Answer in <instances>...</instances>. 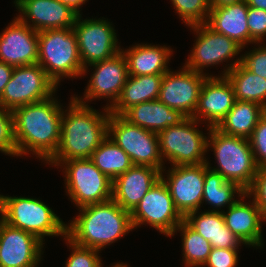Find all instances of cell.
I'll use <instances>...</instances> for the list:
<instances>
[{
	"label": "cell",
	"instance_id": "obj_1",
	"mask_svg": "<svg viewBox=\"0 0 266 267\" xmlns=\"http://www.w3.org/2000/svg\"><path fill=\"white\" fill-rule=\"evenodd\" d=\"M50 98L13 110L17 157L32 154L48 161L60 143L62 105Z\"/></svg>",
	"mask_w": 266,
	"mask_h": 267
},
{
	"label": "cell",
	"instance_id": "obj_2",
	"mask_svg": "<svg viewBox=\"0 0 266 267\" xmlns=\"http://www.w3.org/2000/svg\"><path fill=\"white\" fill-rule=\"evenodd\" d=\"M103 108L105 112L101 114L71 97L67 110L63 109L58 149L48 161L91 158L108 136L110 111Z\"/></svg>",
	"mask_w": 266,
	"mask_h": 267
},
{
	"label": "cell",
	"instance_id": "obj_3",
	"mask_svg": "<svg viewBox=\"0 0 266 267\" xmlns=\"http://www.w3.org/2000/svg\"><path fill=\"white\" fill-rule=\"evenodd\" d=\"M79 210V215L66 224V237L79 246L101 251L134 229L130 212L113 199Z\"/></svg>",
	"mask_w": 266,
	"mask_h": 267
},
{
	"label": "cell",
	"instance_id": "obj_4",
	"mask_svg": "<svg viewBox=\"0 0 266 267\" xmlns=\"http://www.w3.org/2000/svg\"><path fill=\"white\" fill-rule=\"evenodd\" d=\"M207 128V151L208 148L214 150L218 163L212 170L219 172L227 181L236 183L246 192L258 171L249 140L226 135L215 127Z\"/></svg>",
	"mask_w": 266,
	"mask_h": 267
},
{
	"label": "cell",
	"instance_id": "obj_5",
	"mask_svg": "<svg viewBox=\"0 0 266 267\" xmlns=\"http://www.w3.org/2000/svg\"><path fill=\"white\" fill-rule=\"evenodd\" d=\"M37 63L57 86L64 77L82 78L84 68L73 28L38 32Z\"/></svg>",
	"mask_w": 266,
	"mask_h": 267
},
{
	"label": "cell",
	"instance_id": "obj_6",
	"mask_svg": "<svg viewBox=\"0 0 266 267\" xmlns=\"http://www.w3.org/2000/svg\"><path fill=\"white\" fill-rule=\"evenodd\" d=\"M0 218L42 242L45 236H66V224L40 199L0 195Z\"/></svg>",
	"mask_w": 266,
	"mask_h": 267
},
{
	"label": "cell",
	"instance_id": "obj_7",
	"mask_svg": "<svg viewBox=\"0 0 266 267\" xmlns=\"http://www.w3.org/2000/svg\"><path fill=\"white\" fill-rule=\"evenodd\" d=\"M47 163L64 167L66 193L78 208L112 199V181L90 158Z\"/></svg>",
	"mask_w": 266,
	"mask_h": 267
},
{
	"label": "cell",
	"instance_id": "obj_8",
	"mask_svg": "<svg viewBox=\"0 0 266 267\" xmlns=\"http://www.w3.org/2000/svg\"><path fill=\"white\" fill-rule=\"evenodd\" d=\"M199 121L186 117L176 126H169L158 134L160 154L173 166L206 163L207 136L196 129Z\"/></svg>",
	"mask_w": 266,
	"mask_h": 267
},
{
	"label": "cell",
	"instance_id": "obj_9",
	"mask_svg": "<svg viewBox=\"0 0 266 267\" xmlns=\"http://www.w3.org/2000/svg\"><path fill=\"white\" fill-rule=\"evenodd\" d=\"M108 136L129 156L133 165L154 167L161 172L164 162L157 133L130 123L122 115L110 113Z\"/></svg>",
	"mask_w": 266,
	"mask_h": 267
},
{
	"label": "cell",
	"instance_id": "obj_10",
	"mask_svg": "<svg viewBox=\"0 0 266 267\" xmlns=\"http://www.w3.org/2000/svg\"><path fill=\"white\" fill-rule=\"evenodd\" d=\"M57 88L38 63L16 66L0 97V106L13 111L55 96Z\"/></svg>",
	"mask_w": 266,
	"mask_h": 267
},
{
	"label": "cell",
	"instance_id": "obj_11",
	"mask_svg": "<svg viewBox=\"0 0 266 267\" xmlns=\"http://www.w3.org/2000/svg\"><path fill=\"white\" fill-rule=\"evenodd\" d=\"M81 18V14L77 16L72 28L77 37L84 76L88 66L114 57L121 48L117 45L118 39L114 27L108 20Z\"/></svg>",
	"mask_w": 266,
	"mask_h": 267
},
{
	"label": "cell",
	"instance_id": "obj_12",
	"mask_svg": "<svg viewBox=\"0 0 266 267\" xmlns=\"http://www.w3.org/2000/svg\"><path fill=\"white\" fill-rule=\"evenodd\" d=\"M133 228L149 224L160 233L171 236L183 221L176 210L167 185L160 178L130 212Z\"/></svg>",
	"mask_w": 266,
	"mask_h": 267
},
{
	"label": "cell",
	"instance_id": "obj_13",
	"mask_svg": "<svg viewBox=\"0 0 266 267\" xmlns=\"http://www.w3.org/2000/svg\"><path fill=\"white\" fill-rule=\"evenodd\" d=\"M189 27L197 35L194 47L184 65L190 70L208 75L203 73L205 67L235 58L243 49L234 40L215 32L206 23Z\"/></svg>",
	"mask_w": 266,
	"mask_h": 267
},
{
	"label": "cell",
	"instance_id": "obj_14",
	"mask_svg": "<svg viewBox=\"0 0 266 267\" xmlns=\"http://www.w3.org/2000/svg\"><path fill=\"white\" fill-rule=\"evenodd\" d=\"M167 174L165 179L161 172V179L167 185L180 215L184 218L187 214L200 210L205 182V163L172 166Z\"/></svg>",
	"mask_w": 266,
	"mask_h": 267
},
{
	"label": "cell",
	"instance_id": "obj_15",
	"mask_svg": "<svg viewBox=\"0 0 266 267\" xmlns=\"http://www.w3.org/2000/svg\"><path fill=\"white\" fill-rule=\"evenodd\" d=\"M208 76L185 66L179 72L170 69L163 75L158 100L185 117H193L202 85Z\"/></svg>",
	"mask_w": 266,
	"mask_h": 267
},
{
	"label": "cell",
	"instance_id": "obj_16",
	"mask_svg": "<svg viewBox=\"0 0 266 267\" xmlns=\"http://www.w3.org/2000/svg\"><path fill=\"white\" fill-rule=\"evenodd\" d=\"M90 67H93L95 70L84 91V98H78V96H73V98L84 105H86L88 101H93V99L109 98L111 100H109L110 104L108 103L105 106L109 109L118 100L129 76L126 58L120 51L114 57L91 64Z\"/></svg>",
	"mask_w": 266,
	"mask_h": 267
},
{
	"label": "cell",
	"instance_id": "obj_17",
	"mask_svg": "<svg viewBox=\"0 0 266 267\" xmlns=\"http://www.w3.org/2000/svg\"><path fill=\"white\" fill-rule=\"evenodd\" d=\"M43 242L0 218V267H37Z\"/></svg>",
	"mask_w": 266,
	"mask_h": 267
},
{
	"label": "cell",
	"instance_id": "obj_18",
	"mask_svg": "<svg viewBox=\"0 0 266 267\" xmlns=\"http://www.w3.org/2000/svg\"><path fill=\"white\" fill-rule=\"evenodd\" d=\"M14 4L21 13L17 17L38 32L72 28L78 16L59 0H15Z\"/></svg>",
	"mask_w": 266,
	"mask_h": 267
},
{
	"label": "cell",
	"instance_id": "obj_19",
	"mask_svg": "<svg viewBox=\"0 0 266 267\" xmlns=\"http://www.w3.org/2000/svg\"><path fill=\"white\" fill-rule=\"evenodd\" d=\"M0 61L16 66L38 61V31L15 17L0 33Z\"/></svg>",
	"mask_w": 266,
	"mask_h": 267
},
{
	"label": "cell",
	"instance_id": "obj_20",
	"mask_svg": "<svg viewBox=\"0 0 266 267\" xmlns=\"http://www.w3.org/2000/svg\"><path fill=\"white\" fill-rule=\"evenodd\" d=\"M236 102L234 89L226 76H208L201 88L198 106L192 118L216 127Z\"/></svg>",
	"mask_w": 266,
	"mask_h": 267
},
{
	"label": "cell",
	"instance_id": "obj_21",
	"mask_svg": "<svg viewBox=\"0 0 266 267\" xmlns=\"http://www.w3.org/2000/svg\"><path fill=\"white\" fill-rule=\"evenodd\" d=\"M161 178V171L145 165H133L112 181V199L131 212Z\"/></svg>",
	"mask_w": 266,
	"mask_h": 267
},
{
	"label": "cell",
	"instance_id": "obj_22",
	"mask_svg": "<svg viewBox=\"0 0 266 267\" xmlns=\"http://www.w3.org/2000/svg\"><path fill=\"white\" fill-rule=\"evenodd\" d=\"M245 198H251L246 192L241 195L227 212L222 211L225 225L249 247H262V222H266V216L252 199L250 204L244 202Z\"/></svg>",
	"mask_w": 266,
	"mask_h": 267
},
{
	"label": "cell",
	"instance_id": "obj_23",
	"mask_svg": "<svg viewBox=\"0 0 266 267\" xmlns=\"http://www.w3.org/2000/svg\"><path fill=\"white\" fill-rule=\"evenodd\" d=\"M247 12L246 0L223 7H211L206 24L244 48L246 44H250Z\"/></svg>",
	"mask_w": 266,
	"mask_h": 267
},
{
	"label": "cell",
	"instance_id": "obj_24",
	"mask_svg": "<svg viewBox=\"0 0 266 267\" xmlns=\"http://www.w3.org/2000/svg\"><path fill=\"white\" fill-rule=\"evenodd\" d=\"M127 62L128 74L131 76L164 75L173 54L170 47L151 44H136L129 49H121Z\"/></svg>",
	"mask_w": 266,
	"mask_h": 267
},
{
	"label": "cell",
	"instance_id": "obj_25",
	"mask_svg": "<svg viewBox=\"0 0 266 267\" xmlns=\"http://www.w3.org/2000/svg\"><path fill=\"white\" fill-rule=\"evenodd\" d=\"M197 213V211L191 212L183 220L205 240L210 242L212 248L231 249L238 248L241 243L244 244L225 225L222 210L219 212L207 210Z\"/></svg>",
	"mask_w": 266,
	"mask_h": 267
},
{
	"label": "cell",
	"instance_id": "obj_26",
	"mask_svg": "<svg viewBox=\"0 0 266 267\" xmlns=\"http://www.w3.org/2000/svg\"><path fill=\"white\" fill-rule=\"evenodd\" d=\"M122 116L130 123L157 134L169 126L178 125L186 118L158 99L133 105Z\"/></svg>",
	"mask_w": 266,
	"mask_h": 267
},
{
	"label": "cell",
	"instance_id": "obj_27",
	"mask_svg": "<svg viewBox=\"0 0 266 267\" xmlns=\"http://www.w3.org/2000/svg\"><path fill=\"white\" fill-rule=\"evenodd\" d=\"M162 80L163 75H129L118 100L109 108L110 113L122 115L133 105L157 100Z\"/></svg>",
	"mask_w": 266,
	"mask_h": 267
},
{
	"label": "cell",
	"instance_id": "obj_28",
	"mask_svg": "<svg viewBox=\"0 0 266 267\" xmlns=\"http://www.w3.org/2000/svg\"><path fill=\"white\" fill-rule=\"evenodd\" d=\"M234 60L221 76L231 82L236 100L254 102L266 109V79L246 69L241 64V56Z\"/></svg>",
	"mask_w": 266,
	"mask_h": 267
},
{
	"label": "cell",
	"instance_id": "obj_29",
	"mask_svg": "<svg viewBox=\"0 0 266 267\" xmlns=\"http://www.w3.org/2000/svg\"><path fill=\"white\" fill-rule=\"evenodd\" d=\"M265 112L266 109L257 103L236 100L215 128L226 135L248 139Z\"/></svg>",
	"mask_w": 266,
	"mask_h": 267
},
{
	"label": "cell",
	"instance_id": "obj_30",
	"mask_svg": "<svg viewBox=\"0 0 266 267\" xmlns=\"http://www.w3.org/2000/svg\"><path fill=\"white\" fill-rule=\"evenodd\" d=\"M209 161L205 163V182L202 204L207 202L213 206V210L219 212L222 207H230L237 199L234 194L240 197L245 191L236 183L227 181L219 172L212 170ZM235 199V200H234ZM215 208V209H214Z\"/></svg>",
	"mask_w": 266,
	"mask_h": 267
},
{
	"label": "cell",
	"instance_id": "obj_31",
	"mask_svg": "<svg viewBox=\"0 0 266 267\" xmlns=\"http://www.w3.org/2000/svg\"><path fill=\"white\" fill-rule=\"evenodd\" d=\"M90 159L111 181L133 166L129 156L110 136L103 140Z\"/></svg>",
	"mask_w": 266,
	"mask_h": 267
},
{
	"label": "cell",
	"instance_id": "obj_32",
	"mask_svg": "<svg viewBox=\"0 0 266 267\" xmlns=\"http://www.w3.org/2000/svg\"><path fill=\"white\" fill-rule=\"evenodd\" d=\"M177 231H181L185 267H203L212 250L210 242L205 240L184 220L175 228L170 237Z\"/></svg>",
	"mask_w": 266,
	"mask_h": 267
},
{
	"label": "cell",
	"instance_id": "obj_33",
	"mask_svg": "<svg viewBox=\"0 0 266 267\" xmlns=\"http://www.w3.org/2000/svg\"><path fill=\"white\" fill-rule=\"evenodd\" d=\"M180 19L188 25L206 23L210 13L209 0H171Z\"/></svg>",
	"mask_w": 266,
	"mask_h": 267
},
{
	"label": "cell",
	"instance_id": "obj_34",
	"mask_svg": "<svg viewBox=\"0 0 266 267\" xmlns=\"http://www.w3.org/2000/svg\"><path fill=\"white\" fill-rule=\"evenodd\" d=\"M0 152L17 156L13 111L0 106Z\"/></svg>",
	"mask_w": 266,
	"mask_h": 267
},
{
	"label": "cell",
	"instance_id": "obj_35",
	"mask_svg": "<svg viewBox=\"0 0 266 267\" xmlns=\"http://www.w3.org/2000/svg\"><path fill=\"white\" fill-rule=\"evenodd\" d=\"M66 243L71 247L72 252L66 261L65 267H100L101 259L99 251L93 248L79 246L70 241L66 236L64 237Z\"/></svg>",
	"mask_w": 266,
	"mask_h": 267
},
{
	"label": "cell",
	"instance_id": "obj_36",
	"mask_svg": "<svg viewBox=\"0 0 266 267\" xmlns=\"http://www.w3.org/2000/svg\"><path fill=\"white\" fill-rule=\"evenodd\" d=\"M258 168L266 166V112L248 138Z\"/></svg>",
	"mask_w": 266,
	"mask_h": 267
},
{
	"label": "cell",
	"instance_id": "obj_37",
	"mask_svg": "<svg viewBox=\"0 0 266 267\" xmlns=\"http://www.w3.org/2000/svg\"><path fill=\"white\" fill-rule=\"evenodd\" d=\"M247 25L250 33V44L264 42L266 37V10L248 7Z\"/></svg>",
	"mask_w": 266,
	"mask_h": 267
},
{
	"label": "cell",
	"instance_id": "obj_38",
	"mask_svg": "<svg viewBox=\"0 0 266 267\" xmlns=\"http://www.w3.org/2000/svg\"><path fill=\"white\" fill-rule=\"evenodd\" d=\"M250 52L241 56V64L255 75L266 79V46L258 45Z\"/></svg>",
	"mask_w": 266,
	"mask_h": 267
},
{
	"label": "cell",
	"instance_id": "obj_39",
	"mask_svg": "<svg viewBox=\"0 0 266 267\" xmlns=\"http://www.w3.org/2000/svg\"><path fill=\"white\" fill-rule=\"evenodd\" d=\"M239 248H212L203 266L208 267H236Z\"/></svg>",
	"mask_w": 266,
	"mask_h": 267
},
{
	"label": "cell",
	"instance_id": "obj_40",
	"mask_svg": "<svg viewBox=\"0 0 266 267\" xmlns=\"http://www.w3.org/2000/svg\"><path fill=\"white\" fill-rule=\"evenodd\" d=\"M246 193L266 216V166L258 168L253 183Z\"/></svg>",
	"mask_w": 266,
	"mask_h": 267
},
{
	"label": "cell",
	"instance_id": "obj_41",
	"mask_svg": "<svg viewBox=\"0 0 266 267\" xmlns=\"http://www.w3.org/2000/svg\"><path fill=\"white\" fill-rule=\"evenodd\" d=\"M14 66L0 61V97L6 84L9 82Z\"/></svg>",
	"mask_w": 266,
	"mask_h": 267
},
{
	"label": "cell",
	"instance_id": "obj_42",
	"mask_svg": "<svg viewBox=\"0 0 266 267\" xmlns=\"http://www.w3.org/2000/svg\"><path fill=\"white\" fill-rule=\"evenodd\" d=\"M63 4L68 5L74 12H76L78 15H80V7L85 4L87 0H59Z\"/></svg>",
	"mask_w": 266,
	"mask_h": 267
},
{
	"label": "cell",
	"instance_id": "obj_43",
	"mask_svg": "<svg viewBox=\"0 0 266 267\" xmlns=\"http://www.w3.org/2000/svg\"><path fill=\"white\" fill-rule=\"evenodd\" d=\"M244 0H209L210 7H223L225 5L239 3Z\"/></svg>",
	"mask_w": 266,
	"mask_h": 267
},
{
	"label": "cell",
	"instance_id": "obj_44",
	"mask_svg": "<svg viewBox=\"0 0 266 267\" xmlns=\"http://www.w3.org/2000/svg\"><path fill=\"white\" fill-rule=\"evenodd\" d=\"M248 7L266 10V0H246Z\"/></svg>",
	"mask_w": 266,
	"mask_h": 267
},
{
	"label": "cell",
	"instance_id": "obj_45",
	"mask_svg": "<svg viewBox=\"0 0 266 267\" xmlns=\"http://www.w3.org/2000/svg\"><path fill=\"white\" fill-rule=\"evenodd\" d=\"M100 267H103L102 264H101ZM111 267H128V265L123 264L122 262H121V263L118 262V263H116L115 265H113V266H111Z\"/></svg>",
	"mask_w": 266,
	"mask_h": 267
}]
</instances>
